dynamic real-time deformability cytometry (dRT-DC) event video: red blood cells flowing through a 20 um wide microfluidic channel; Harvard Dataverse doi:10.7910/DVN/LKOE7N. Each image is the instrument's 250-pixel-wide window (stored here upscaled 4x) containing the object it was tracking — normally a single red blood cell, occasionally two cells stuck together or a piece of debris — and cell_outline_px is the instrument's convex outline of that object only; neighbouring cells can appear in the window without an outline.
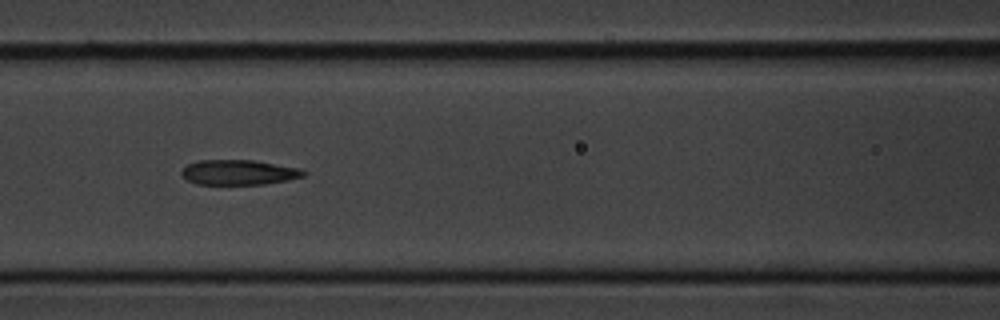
{"species": "common noctule bat (a hibernating species)", "species_latin": "Nyctalus noctula", "temperature_condition": "cold", "stored_images_in_passage": 7, "camera_frame_rate_fps": 3000, "um_per_image_px": 0.085, "animal": {"sex": "male", "body_mass_g": 20.1, "forearm_length_mm": 53.5}, "frame": {"image": 1, "passage_image": 6, "time_ms": 6.0, "image_size_px": [1000, 320], "cell_outline_px": [[308, 172], [304, 176], [288, 180], [264, 184], [196, 184], [188, 180], [180, 172], [188, 164], [196, 160], [252, 160], [300, 168]], "centroid_in_image_um": [20.31, 14.64], "position_along_channel_um": 146.3, "area_um2": 17.74}}